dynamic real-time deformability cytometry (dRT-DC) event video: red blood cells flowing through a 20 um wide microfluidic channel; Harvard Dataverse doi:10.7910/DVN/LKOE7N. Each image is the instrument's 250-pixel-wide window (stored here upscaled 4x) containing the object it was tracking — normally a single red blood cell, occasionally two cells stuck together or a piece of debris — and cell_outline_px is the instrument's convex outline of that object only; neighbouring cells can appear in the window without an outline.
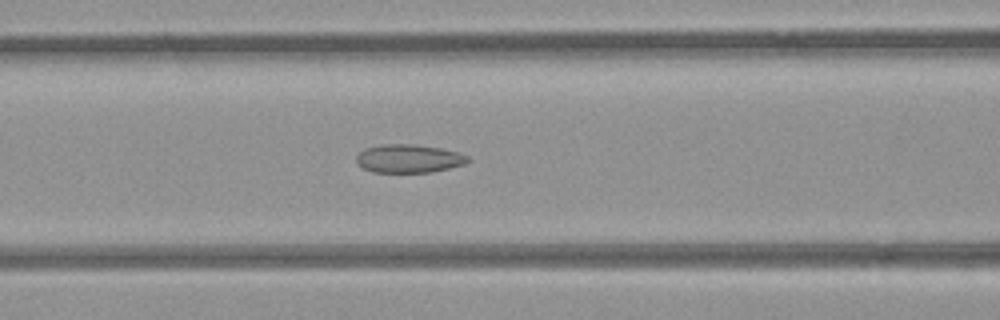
{"species": "common noctule bat (a hibernating species)", "species_latin": "Nyctalus noctula", "temperature_condition": "room temperature", "stored_images_in_passage": 48, "camera_frame_rate_fps": 3000, "um_per_image_px": 0.085, "animal": {"sex": "female", "body_mass_g": 21.9}, "frame": {"image": 1, "passage_image": 17, "time_ms": 5.333, "image_size_px": [1000, 320], "cell_outline_px": [[468, 160], [464, 164], [432, 172], [372, 172], [356, 164], [356, 156], [364, 148], [384, 144], [412, 144], [440, 148], [456, 152], [468, 156]], "centroid_in_image_um": [34.69, 13.48], "position_along_channel_um": 131.9, "area_um2": 18.26}}
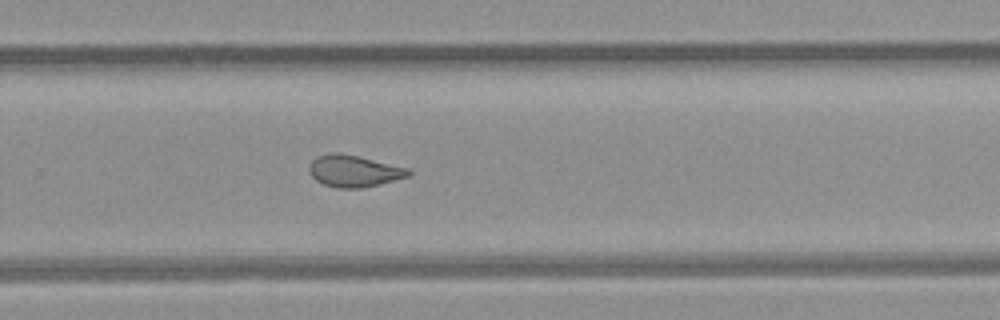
{"frame": {"image": 2, "passage_image": 30, "time_ms": 9.667, "image_size_px": [1000, 320], "cell_outline_px": [[412, 172], [408, 176], [380, 184], [360, 188], [336, 188], [324, 184], [316, 180], [308, 172], [308, 168], [312, 160], [316, 156], [332, 152], [340, 152], [360, 156], [408, 168]], "centroid_in_image_um": [30.05, 14.52], "position_along_channel_um": 299.7, "area_um2": 18.5}}
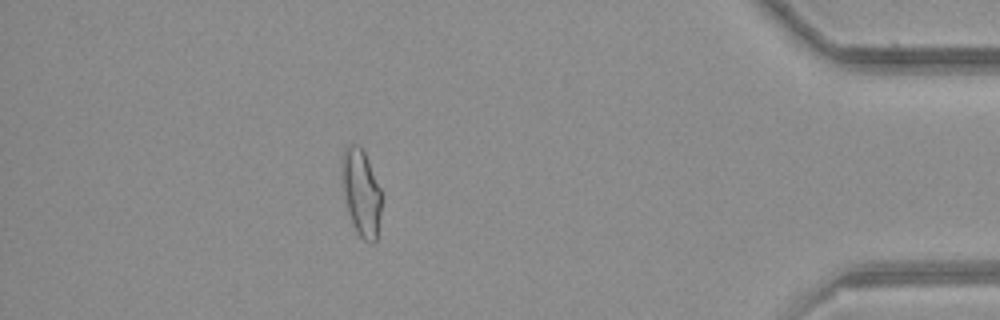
{"frame": {"image": 3, "passage_image": 42, "time_ms": 13.667, "image_size_px": [1000, 320], "cell_outline_px": [[380, 212], [376, 240], [372, 244], [364, 240], [356, 232], [352, 224], [348, 212], [340, 180], [340, 164], [344, 148], [348, 144], [360, 144], [368, 160], [380, 188]], "centroid_in_image_um": [30.65, 16.32], "position_along_channel_um": 404.6, "area_um2": 20.29}, "authors_computed_cell_mechanics": {"area_um2": 19.2474, "velocity_mm_per_s": 3.887, "shape_relaxation_time_tau1_ms": null, "shape_relaxation_time_tau2_ms": 2.259, "deformation_change_tau1": null, "deformation_change_tau2": 0.0892}}